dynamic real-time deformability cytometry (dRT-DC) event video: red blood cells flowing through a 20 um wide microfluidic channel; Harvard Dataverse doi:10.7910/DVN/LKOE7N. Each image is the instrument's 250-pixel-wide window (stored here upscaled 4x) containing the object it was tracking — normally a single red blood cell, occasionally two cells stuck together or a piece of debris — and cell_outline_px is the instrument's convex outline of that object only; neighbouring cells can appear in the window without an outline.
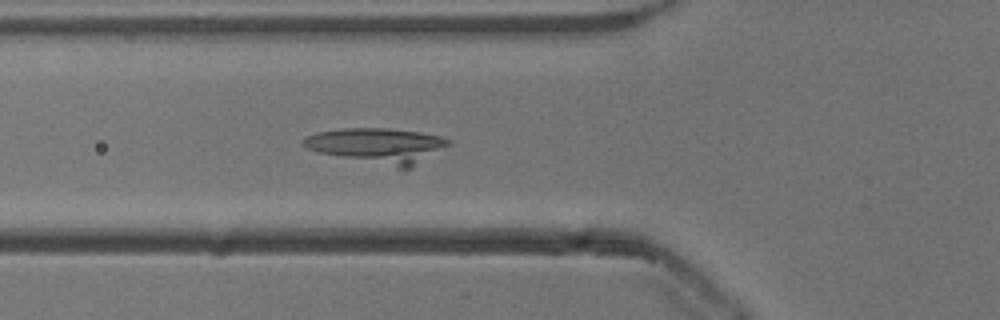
{"species": "common noctule bat (a hibernating species)", "species_latin": "Nyctalus noctula", "temperature_condition": "cold", "stored_images_in_passage": 40, "camera_frame_rate_fps": 3000, "um_per_image_px": 0.085, "animal": {"sex": "male", "body_mass_g": 13.3}, "frame": {"image": 1, "passage_image": 19, "time_ms": 6.0, "image_size_px": [1000, 320], "cell_outline_px": [[448, 144], [412, 168], [400, 168], [320, 152], [308, 148], [300, 144], [308, 136], [316, 132], [340, 128], [388, 128], [420, 132], [440, 136], [448, 140]], "centroid_in_image_um": [32.08, 12.34], "position_along_channel_um": 93.7, "area_um2": 28.9}}
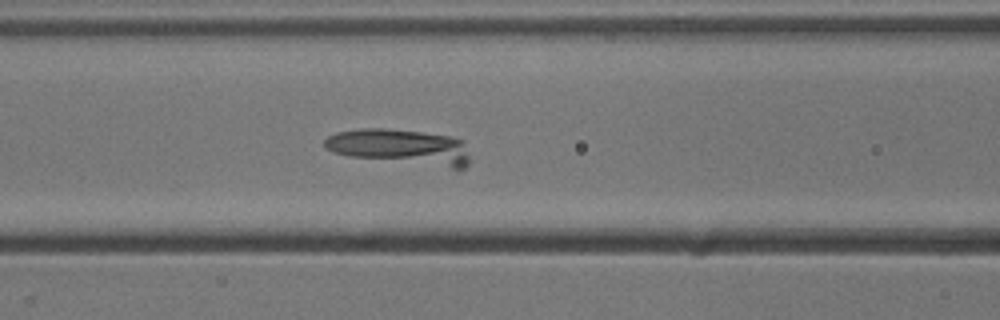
{"frame": {"image": 2, "passage_image": 22, "time_ms": 7.0, "image_size_px": [1000, 320], "cell_outline_px": [[468, 164], [464, 168], [456, 172], [348, 156], [332, 152], [324, 148], [324, 140], [328, 136], [336, 132], [360, 128], [388, 128], [420, 132], [448, 136], [464, 140], [468, 156]], "centroid_in_image_um": [34.08, 12.55], "position_along_channel_um": 132.5, "area_um2": 31.5}}